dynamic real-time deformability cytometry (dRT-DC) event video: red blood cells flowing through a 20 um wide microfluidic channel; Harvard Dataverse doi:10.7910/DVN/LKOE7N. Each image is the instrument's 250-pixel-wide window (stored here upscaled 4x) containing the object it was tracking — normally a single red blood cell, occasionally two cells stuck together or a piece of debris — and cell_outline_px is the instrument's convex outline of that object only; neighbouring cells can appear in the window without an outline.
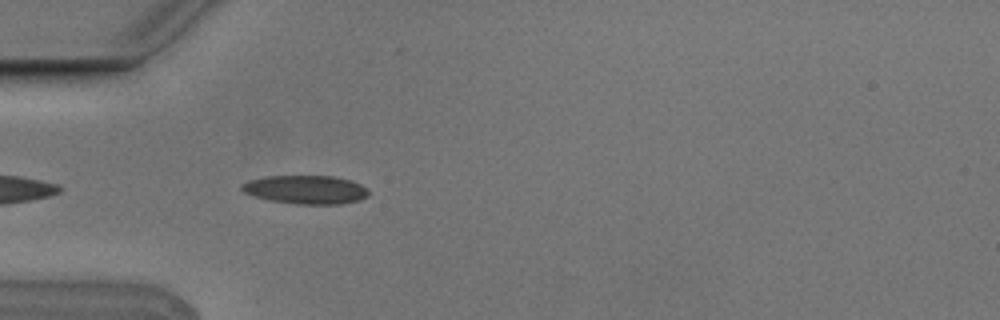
{"species": "Egyptian fruit bat (a non-hibernating species)", "species_latin": "Rousettus aegyptiacus", "temperature_condition": "cold", "stored_images_in_passage": 3, "camera_frame_rate_fps": 3000, "um_per_image_px": 0.085, "animal": {"sex": "male"}, "frame": {"image": 1, "passage_image": 3, "time_ms": 0.667, "image_size_px": [1000, 320], "cell_outline_px": [[368, 196], [360, 200], [340, 204], [296, 204], [272, 200], [256, 196], [244, 192], [240, 188], [240, 184], [248, 180], [264, 176], [332, 176], [348, 180], [360, 184], [368, 192]], "centroid_in_image_um": [25.96, 16.11], "position_along_channel_um": 59.0, "area_um2": 20.92}}